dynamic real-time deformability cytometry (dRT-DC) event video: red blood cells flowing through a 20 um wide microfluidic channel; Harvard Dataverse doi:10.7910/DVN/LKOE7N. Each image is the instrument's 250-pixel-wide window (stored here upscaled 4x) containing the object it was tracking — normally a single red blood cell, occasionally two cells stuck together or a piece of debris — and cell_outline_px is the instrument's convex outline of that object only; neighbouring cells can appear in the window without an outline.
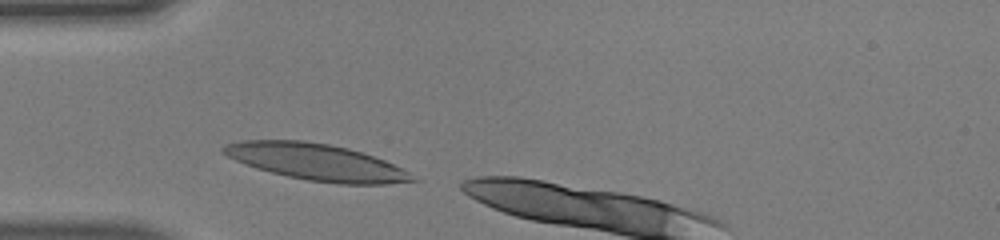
{"species": "human", "species_latin": "Homo sapiens", "temperature_condition": "warm", "stored_images_in_passage": 8, "camera_frame_rate_fps": 3000, "um_per_image_px": 0.085, "donor": {"sex": "male"}, "frame": {"image": 1, "passage_image": 1, "time_ms": 0.0, "image_size_px": [1000, 240], "cell_outline_px": [[420, 180], [388, 184], [340, 184], [308, 180], [288, 176], [256, 168], [244, 164], [220, 152], [220, 148], [224, 144], [240, 140], [304, 140], [328, 144], [348, 148], [384, 160], [408, 172]], "centroid_in_image_um": [26.84, 13.76], "position_along_channel_um": 58.2, "area_um2": 40.06}}
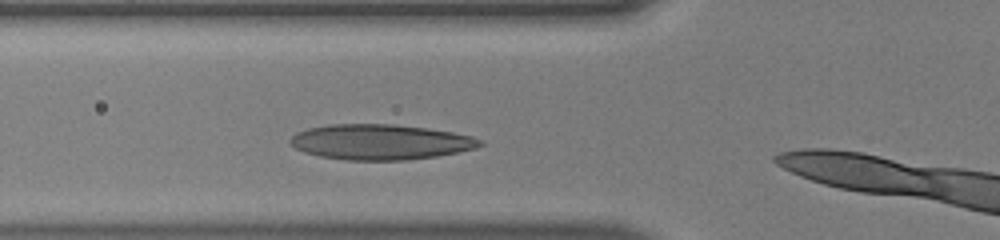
{"frame": {"image": 2, "passage_image": 4, "time_ms": 1.0, "image_size_px": [1000, 240], "cell_outline_px": [[484, 144], [476, 148], [436, 156], [404, 160], [344, 160], [320, 156], [304, 152], [288, 144], [288, 140], [296, 132], [308, 128], [328, 124], [396, 124], [452, 132], [472, 136], [484, 140]], "centroid_in_image_um": [32.3, 12.06], "position_along_channel_um": 93.5, "area_um2": 39.19}}
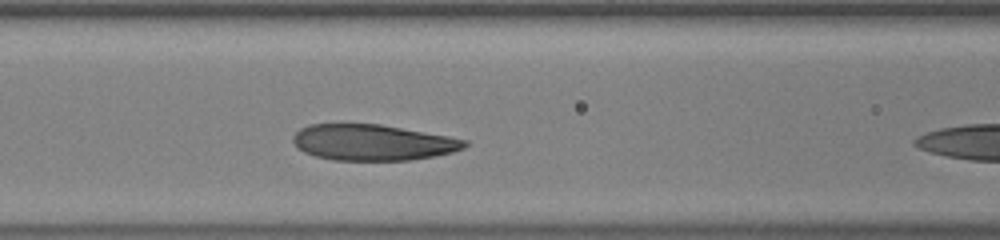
{"frame": {"image": 3, "passage_image": 7, "time_ms": 2.0, "image_size_px": [1000, 240], "cell_outline_px": [[468, 144], [464, 148], [452, 152], [432, 156], [408, 160], [332, 160], [316, 156], [304, 152], [292, 140], [292, 136], [300, 128], [308, 124], [380, 124], [448, 136], [468, 140]], "centroid_in_image_um": [31.67, 12.1], "position_along_channel_um": 134.9, "area_um2": 35.78}}